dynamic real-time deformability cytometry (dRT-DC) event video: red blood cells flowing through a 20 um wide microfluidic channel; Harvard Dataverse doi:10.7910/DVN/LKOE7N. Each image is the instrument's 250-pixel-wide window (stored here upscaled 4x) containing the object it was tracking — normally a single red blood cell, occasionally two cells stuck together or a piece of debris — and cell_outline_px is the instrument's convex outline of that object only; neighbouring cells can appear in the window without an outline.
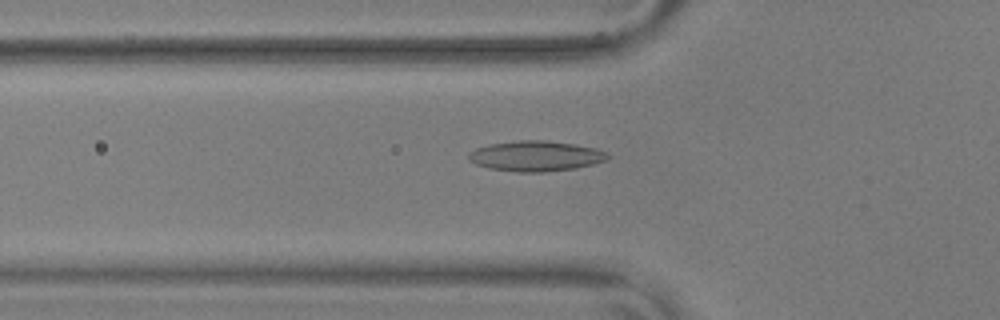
{"species": "common noctule bat (a hibernating species)", "species_latin": "Nyctalus noctula", "temperature_condition": "warm", "stored_images_in_passage": 56, "camera_frame_rate_fps": 3000, "um_per_image_px": 0.085, "animal": {"sex": "male", "body_mass_g": 17.9, "forearm_length_mm": 54.2}, "frame": {"image": 1, "passage_image": 20, "time_ms": 6.333, "image_size_px": [1000, 320], "cell_outline_px": [[608, 160], [576, 168], [544, 172], [516, 172], [488, 168], [476, 164], [468, 160], [468, 152], [476, 148], [492, 144], [520, 140], [548, 140], [576, 144], [596, 148], [604, 152], [608, 156]], "centroid_in_image_um": [45.52, 13.26], "position_along_channel_um": 80.3, "area_um2": 24.62}}
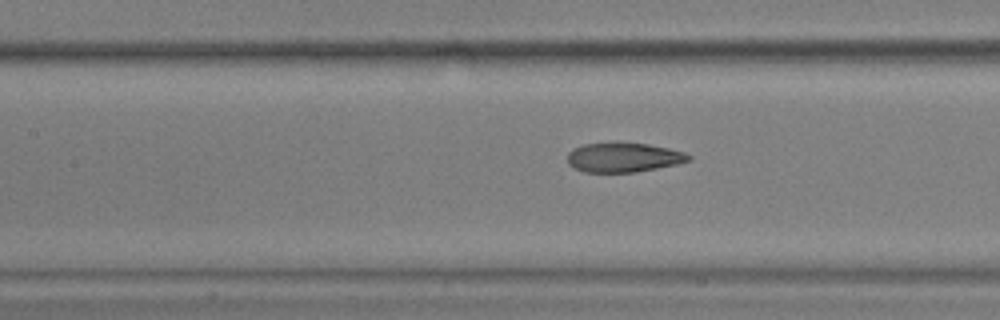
{"frame": {"image": 2, "passage_image": 26, "time_ms": 8.333, "image_size_px": [1000, 320], "cell_outline_px": [[692, 160], [676, 164], [636, 172], [584, 172], [568, 164], [568, 152], [584, 144], [648, 144], [668, 148], [684, 152], [692, 156]], "centroid_in_image_um": [53.03, 13.4], "position_along_channel_um": 154.4, "area_um2": 20.29}}
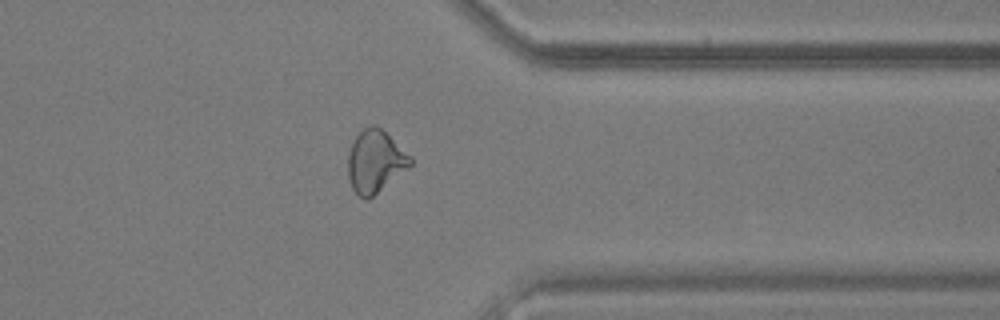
{"frame": {"image": 3, "passage_image": 45, "time_ms": 14.667, "image_size_px": [1000, 320], "cell_outline_px": [[412, 164], [368, 200], [364, 200], [352, 188], [348, 176], [348, 152], [356, 136], [364, 128], [372, 124], [376, 124], [412, 156]], "centroid_in_image_um": [31.88, 13.71], "position_along_channel_um": 379.5, "area_um2": 22.48}, "authors_computed_cell_mechanics": {"area_um2": 22.1663, "velocity_mm_per_s": 3.6431, "shape_relaxation_time_tau1_ms": null, "shape_relaxation_time_tau2_ms": 1.4418, "deformation_change_tau1": null, "deformation_change_tau2": 0.0886}}